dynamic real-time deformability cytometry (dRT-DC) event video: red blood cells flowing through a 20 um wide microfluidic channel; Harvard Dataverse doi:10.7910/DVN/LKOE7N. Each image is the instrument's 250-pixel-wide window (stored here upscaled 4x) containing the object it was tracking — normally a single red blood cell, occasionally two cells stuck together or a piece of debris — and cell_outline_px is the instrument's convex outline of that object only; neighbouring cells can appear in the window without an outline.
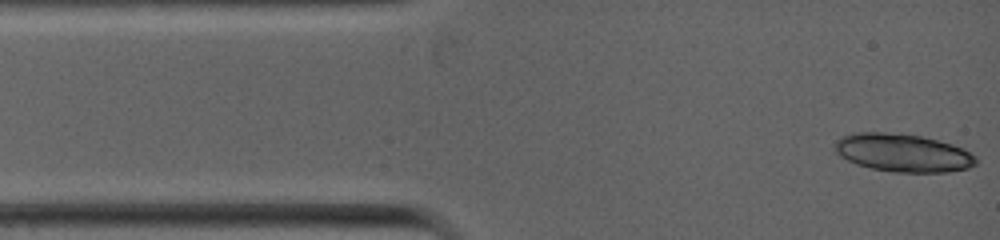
{"species": "common noctule bat (a hibernating species)", "species_latin": "Nyctalus noctula", "temperature_condition": "warm", "stored_images_in_passage": 4, "camera_frame_rate_fps": 5000, "um_per_image_px": 0.085, "animal": {"sex": "female", "body_mass_g": 19.0, "forearm_length_mm": 53.3}, "frame": {"image": 1, "passage_image": 1, "time_ms": 0.0, "image_size_px": [1000, 240], "cell_outline_px": [[976, 164], [968, 168], [948, 172], [892, 172], [872, 168], [856, 164], [840, 156], [832, 148], [832, 144], [840, 136], [856, 132], [884, 132], [920, 136], [952, 144], [964, 148], [976, 156]], "centroid_in_image_um": [76.71, 12.99], "position_along_channel_um": 8.3, "area_um2": 31.44}}